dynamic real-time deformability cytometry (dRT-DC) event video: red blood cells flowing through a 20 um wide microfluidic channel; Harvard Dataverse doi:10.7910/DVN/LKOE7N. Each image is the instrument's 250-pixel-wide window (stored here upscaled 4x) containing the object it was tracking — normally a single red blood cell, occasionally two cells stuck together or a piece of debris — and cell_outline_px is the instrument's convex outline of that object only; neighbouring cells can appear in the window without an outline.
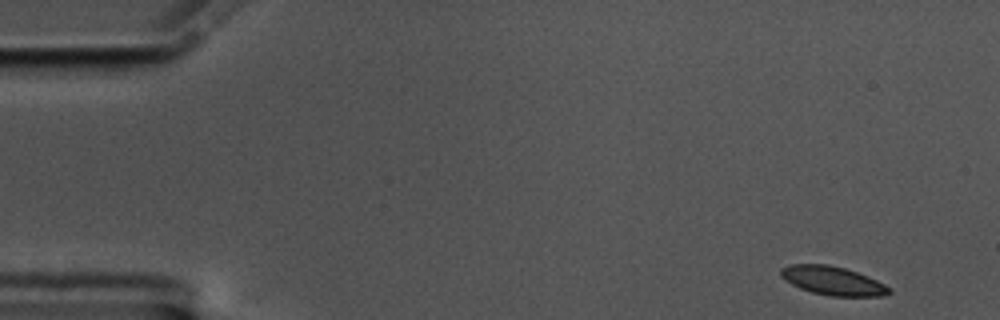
{"species": "common noctule bat (a hibernating species)", "species_latin": "Nyctalus noctula", "temperature_condition": "cold", "stored_images_in_passage": 55, "camera_frame_rate_fps": 3000, "um_per_image_px": 0.085, "animal": {"sex": "male", "body_mass_g": 17.5, "forearm_length_mm": 52.3}, "frame": {"image": 1, "passage_image": 1, "time_ms": 0.0, "image_size_px": [1000, 320], "cell_outline_px": [[892, 292], [884, 296], [832, 296], [812, 292], [800, 288], [792, 284], [780, 276], [780, 268], [788, 264], [828, 264], [844, 268], [868, 276], [884, 284]], "centroid_in_image_um": [70.76, 23.85], "position_along_channel_um": 14.2, "area_um2": 18.03}}
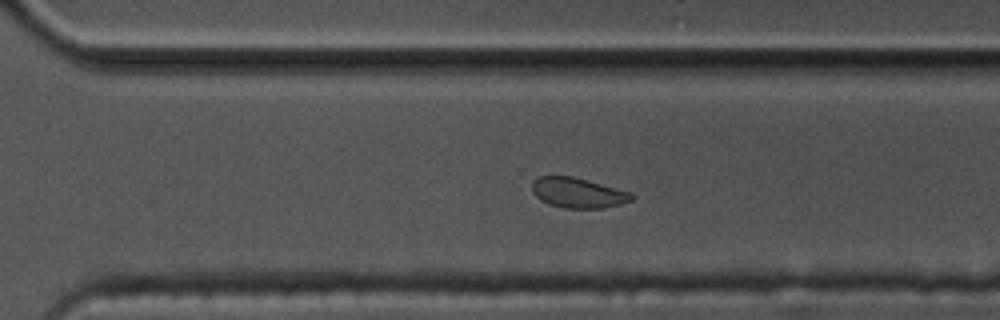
{"frame": {"image": 2, "passage_image": 37, "time_ms": 12.0, "image_size_px": [1000, 320], "cell_outline_px": [[636, 196], [632, 200], [620, 204], [604, 208], [564, 208], [548, 204], [540, 200], [532, 192], [532, 180], [540, 176], [572, 176], [632, 192]], "centroid_in_image_um": [49.13, 16.39], "position_along_channel_um": 321.5, "area_um2": 17.63}}
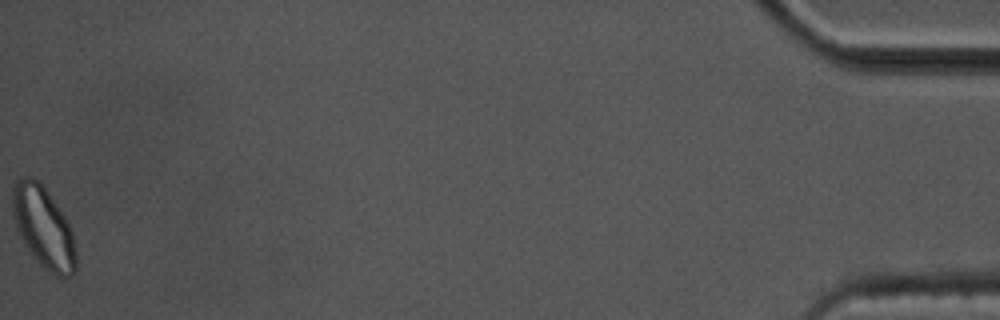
{"frame": {"image": 3, "passage_image": 55, "time_ms": 18.0, "image_size_px": [1000, 320], "cell_outline_px": [[76, 272], [72, 276], [56, 276], [40, 264], [28, 248], [12, 216], [12, 188], [16, 180], [24, 176], [32, 176], [48, 192], [64, 216], [72, 232], [76, 252]], "centroid_in_image_um": [3.7, 19.31], "position_along_channel_um": 431.5, "area_um2": 29.48}, "authors_computed_cell_mechanics": {"area_um2": 18.5538, "velocity_mm_per_s": 3.4851, "shape_relaxation_time_tau1_ms": 10.0843, "shape_relaxation_time_tau2_ms": 1.5975, "deformation_change_tau1": 0.112, "deformation_change_tau2": 0.0564}}